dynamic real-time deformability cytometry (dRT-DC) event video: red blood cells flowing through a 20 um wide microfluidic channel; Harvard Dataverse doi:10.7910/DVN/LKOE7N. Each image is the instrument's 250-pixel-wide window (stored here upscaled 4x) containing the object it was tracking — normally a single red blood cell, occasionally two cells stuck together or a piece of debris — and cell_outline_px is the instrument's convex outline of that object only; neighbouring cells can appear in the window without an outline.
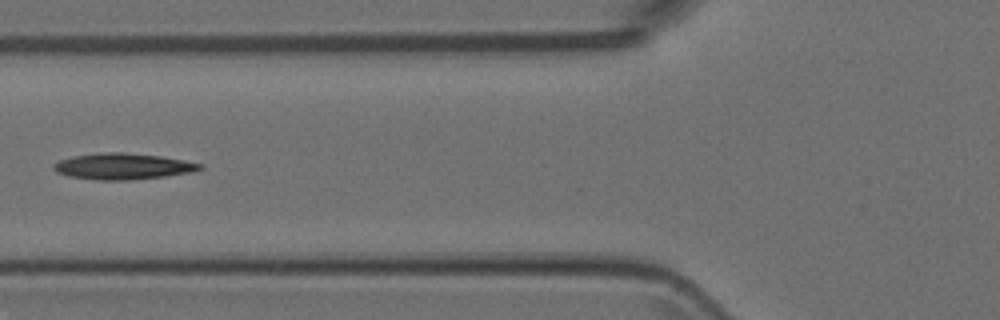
{"species": "Egyptian fruit bat (a non-hibernating species)", "species_latin": "Rousettus aegyptiacus", "temperature_condition": "room temperature", "stored_images_in_passage": 6, "camera_frame_rate_fps": 3000, "um_per_image_px": 0.085, "animal": {"sex": "female"}, "frame": {"image": 1, "passage_image": 2, "time_ms": 0.333, "image_size_px": [1000, 320], "cell_outline_px": [[204, 168], [192, 172], [164, 176], [128, 180], [96, 180], [68, 176], [56, 172], [52, 168], [52, 164], [60, 160], [72, 156], [104, 152], [124, 152], [160, 156], [184, 160], [204, 164]], "centroid_in_image_um": [10.43, 14.14], "position_along_channel_um": 115.4, "area_um2": 22.37}}
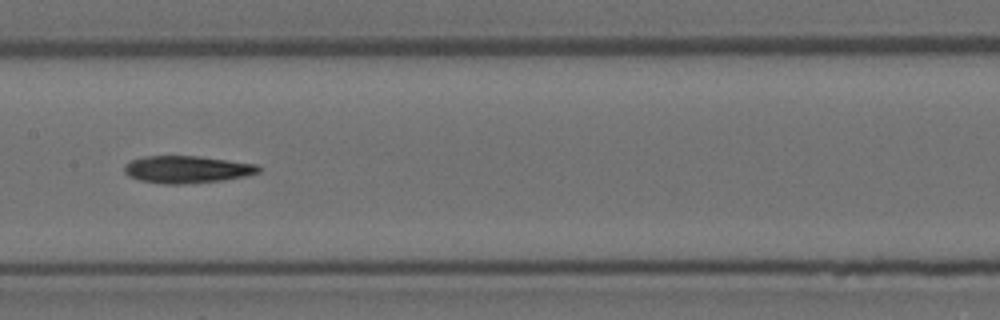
{"frame": {"image": 2, "passage_image": 4, "time_ms": 1.0, "image_size_px": [1000, 320], "cell_outline_px": [[260, 172], [244, 176], [220, 180], [184, 184], [164, 184], [140, 180], [128, 176], [124, 172], [124, 164], [132, 160], [144, 156], [196, 156], [228, 160], [256, 164], [260, 168]], "centroid_in_image_um": [15.85, 14.4], "position_along_channel_um": 191.6, "area_um2": 21.15}}
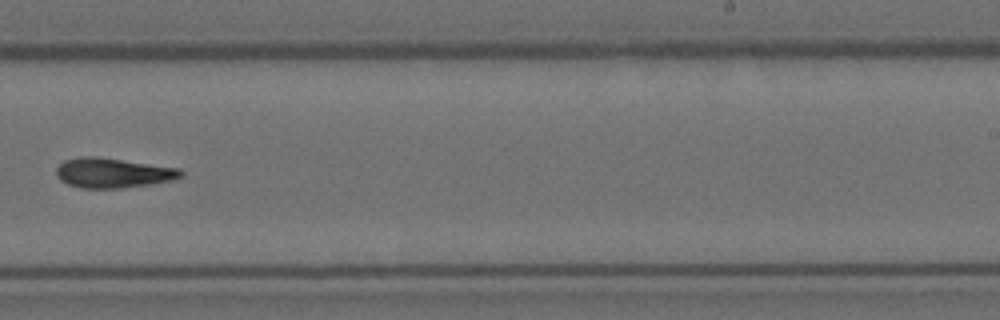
{"frame": {"image": 3, "passage_image": 6, "time_ms": 1.667, "image_size_px": [1000, 320], "cell_outline_px": [[184, 176], [172, 180], [152, 184], [120, 188], [80, 188], [68, 184], [60, 180], [56, 176], [56, 168], [64, 160], [80, 156], [96, 156], [180, 168], [184, 172]], "centroid_in_image_um": [9.6, 14.69], "position_along_channel_um": 279.4, "area_um2": 21.85}}